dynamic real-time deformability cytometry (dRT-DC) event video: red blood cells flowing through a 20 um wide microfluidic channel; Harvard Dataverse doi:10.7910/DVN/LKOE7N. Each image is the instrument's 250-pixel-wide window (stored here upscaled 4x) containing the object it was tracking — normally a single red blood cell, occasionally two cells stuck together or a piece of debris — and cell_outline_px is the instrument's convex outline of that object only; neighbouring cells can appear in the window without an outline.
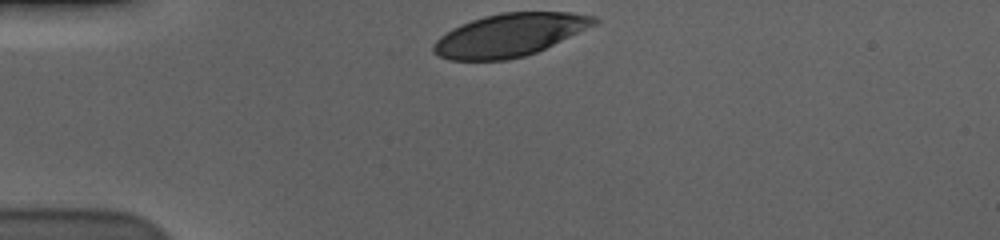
{"species": "human", "species_latin": "Homo sapiens", "temperature_condition": "cold", "stored_images_in_passage": 33, "camera_frame_rate_fps": 3000, "um_per_image_px": 0.085, "donor": {"sex": "male"}, "frame": {"image": 1, "passage_image": 1, "time_ms": 0.0, "image_size_px": [1000, 240], "cell_outline_px": [[600, 20], [596, 24], [536, 52], [524, 56], [508, 60], [448, 60], [432, 52], [432, 44], [440, 36], [452, 28], [460, 24], [484, 16], [500, 12], [568, 12], [596, 16]], "centroid_in_image_um": [43.28, 2.97], "position_along_channel_um": 41.7, "area_um2": 40.06}}
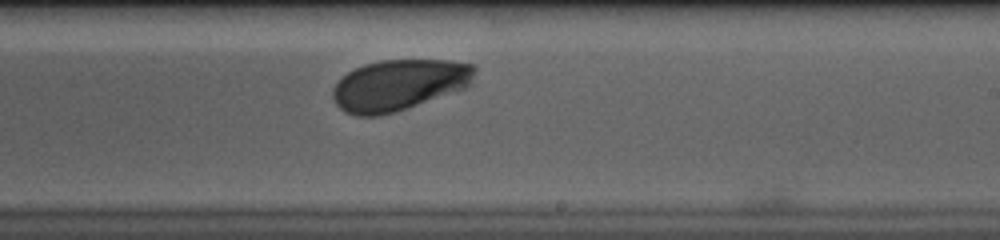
{"frame": {"image": 2, "passage_image": 22, "time_ms": 7.0, "image_size_px": [1000, 240], "cell_outline_px": [[476, 68], [472, 84], [464, 88], [396, 112], [376, 116], [356, 116], [344, 112], [332, 100], [332, 88], [348, 72], [364, 64], [380, 60], [448, 60], [476, 64]], "centroid_in_image_um": [33.91, 7.22], "position_along_channel_um": 255.1, "area_um2": 42.31}}
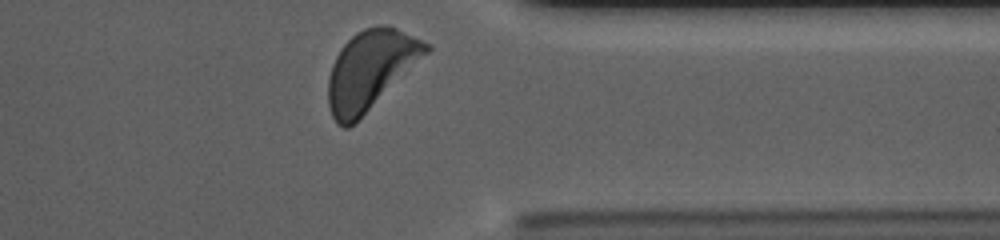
{"frame": {"image": 3, "passage_image": 33, "time_ms": 10.667, "image_size_px": [1000, 240], "cell_outline_px": [[432, 48], [428, 52], [348, 128], [344, 128], [336, 124], [328, 108], [328, 76], [332, 64], [340, 48], [356, 32], [364, 28], [380, 24], [396, 28], [432, 44]], "centroid_in_image_um": [31.45, 5.91], "position_along_channel_um": 380.0, "area_um2": 44.16}, "authors_computed_cell_mechanics": {"area_um2": 42.772, "velocity_mm_per_s": 3.544, "shape_relaxation_time_tau1_ms": 2.6839, "shape_relaxation_time_tau2_ms": null, "deformation_change_tau1": 0.1468, "deformation_change_tau2": null}}